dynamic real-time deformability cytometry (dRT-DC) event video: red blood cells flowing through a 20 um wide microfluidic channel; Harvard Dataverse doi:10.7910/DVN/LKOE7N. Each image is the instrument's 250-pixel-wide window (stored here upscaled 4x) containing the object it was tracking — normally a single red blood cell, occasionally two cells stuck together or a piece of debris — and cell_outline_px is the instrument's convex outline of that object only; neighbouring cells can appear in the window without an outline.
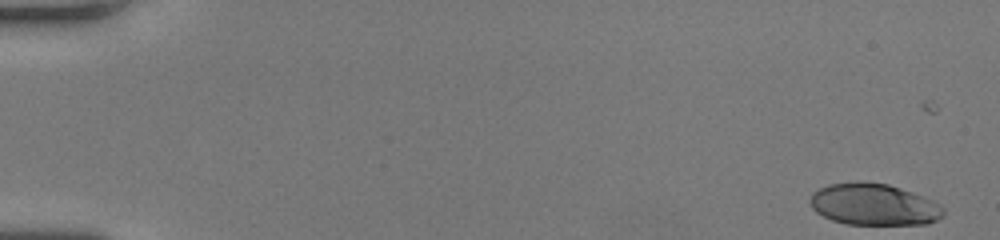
{"species": "human", "species_latin": "Homo sapiens", "temperature_condition": "room temperature", "stored_images_in_passage": 51, "camera_frame_rate_fps": 3000, "um_per_image_px": 0.085, "donor": {"sex": "female"}, "frame": {"image": 1, "passage_image": 1, "time_ms": 0.0, "image_size_px": [1000, 240], "cell_outline_px": [[944, 216], [928, 224], [848, 224], [832, 220], [816, 212], [812, 208], [808, 200], [812, 192], [828, 184], [856, 180], [888, 184], [924, 196], [940, 204], [944, 208]], "centroid_in_image_um": [74.26, 17.36], "position_along_channel_um": 10.7, "area_um2": 32.71}}
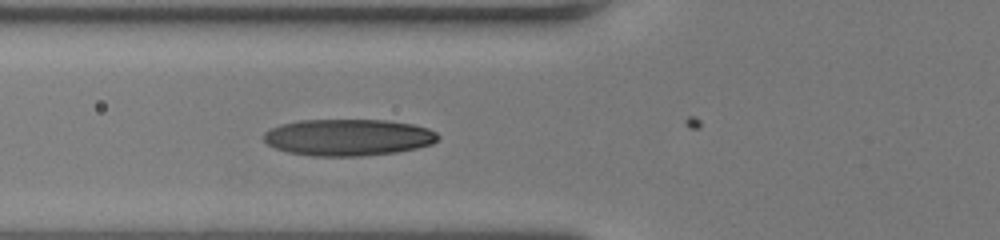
{"frame": {"image": 2, "passage_image": 20, "time_ms": 6.333, "image_size_px": [1000, 240], "cell_outline_px": [[440, 136], [432, 144], [416, 148], [396, 152], [360, 156], [312, 156], [288, 152], [276, 148], [268, 144], [264, 140], [264, 132], [280, 124], [300, 120], [388, 120], [412, 124], [428, 128], [436, 132]], "centroid_in_image_um": [29.6, 11.67], "position_along_channel_um": 96.2, "area_um2": 37.22}}
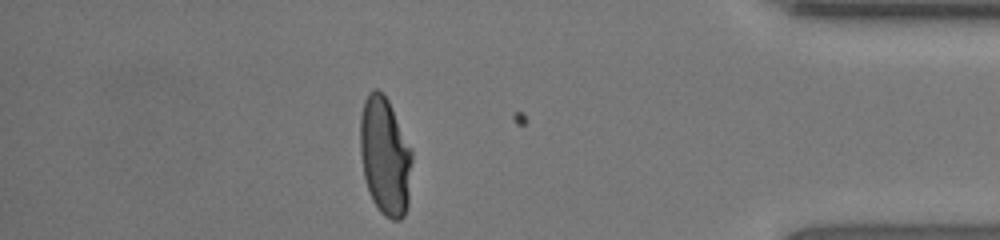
{"frame": {"image": 3, "passage_image": 45, "time_ms": 14.667, "image_size_px": [1000, 240], "cell_outline_px": [[412, 160], [408, 204], [404, 216], [400, 220], [392, 220], [384, 216], [380, 212], [372, 200], [368, 192], [364, 176], [360, 152], [360, 116], [364, 100], [368, 92], [372, 88], [376, 88], [388, 100], [412, 148]], "centroid_in_image_um": [32.72, 13.28], "position_along_channel_um": 402.5, "area_um2": 36.07}, "authors_computed_cell_mechanics": {"area_um2": 35.836, "velocity_mm_per_s": 4.0887, "shape_relaxation_time_tau1_ms": 5.386, "shape_relaxation_time_tau2_ms": 0.7394, "deformation_change_tau1": 0.2417, "deformation_change_tau2": 0.0657}}